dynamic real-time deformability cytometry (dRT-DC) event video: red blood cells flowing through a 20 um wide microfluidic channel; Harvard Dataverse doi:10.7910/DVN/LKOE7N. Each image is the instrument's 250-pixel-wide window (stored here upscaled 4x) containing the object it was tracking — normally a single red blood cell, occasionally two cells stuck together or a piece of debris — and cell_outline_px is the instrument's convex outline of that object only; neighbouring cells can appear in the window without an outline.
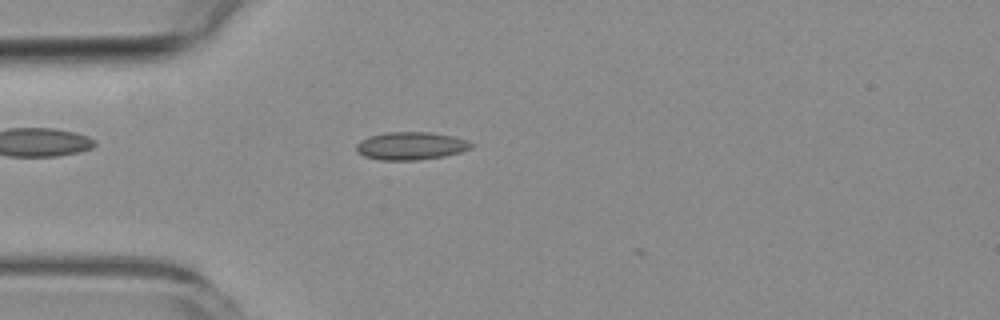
{"species": "common noctule bat (a hibernating species)", "species_latin": "Nyctalus noctula", "temperature_condition": "room temperature", "stored_images_in_passage": 3, "camera_frame_rate_fps": 3000, "um_per_image_px": 0.085, "animal": {"sex": "female", "body_mass_g": 19.3, "forearm_length_mm": 54.1}, "frame": {"image": 1, "passage_image": 2, "time_ms": 1.333, "image_size_px": [1000, 320], "cell_outline_px": [[472, 148], [460, 152], [444, 156], [416, 160], [380, 160], [364, 156], [356, 152], [356, 144], [360, 140], [368, 136], [388, 132], [428, 132], [452, 136], [464, 140], [472, 144]], "centroid_in_image_um": [34.86, 12.4], "position_along_channel_um": 50.1, "area_um2": 18.55}}